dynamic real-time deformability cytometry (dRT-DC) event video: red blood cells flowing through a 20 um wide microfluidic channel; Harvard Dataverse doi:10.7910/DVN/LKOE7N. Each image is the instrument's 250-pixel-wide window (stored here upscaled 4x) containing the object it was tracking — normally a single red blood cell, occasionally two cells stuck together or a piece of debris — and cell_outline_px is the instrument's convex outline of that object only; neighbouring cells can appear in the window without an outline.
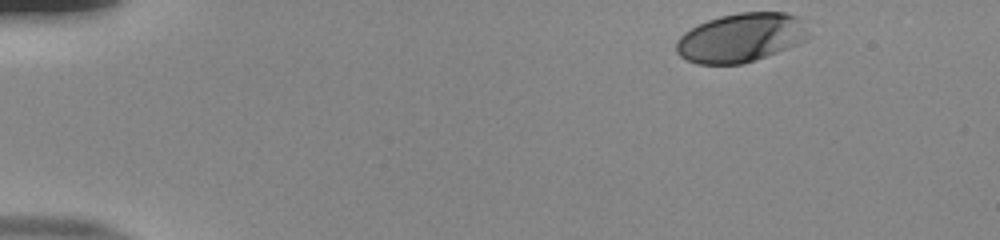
{"species": "human", "species_latin": "Homo sapiens", "temperature_condition": "room temperature", "stored_images_in_passage": 41, "camera_frame_rate_fps": 3000, "um_per_image_px": 0.085, "donor": {"sex": "male"}, "frame": {"image": 1, "passage_image": 1, "time_ms": 0.0, "image_size_px": [1000, 240], "cell_outline_px": [[808, 40], [788, 48], [744, 64], [696, 64], [680, 56], [676, 52], [676, 40], [684, 32], [708, 20], [720, 16], [740, 12], [784, 12], [800, 16], [808, 36]], "centroid_in_image_um": [62.98, 3.2], "position_along_channel_um": 22.0, "area_um2": 37.74}}
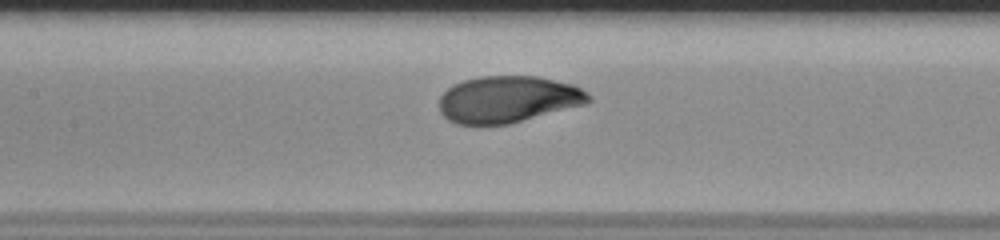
{"frame": {"image": 2, "passage_image": 21, "time_ms": 6.667, "image_size_px": [1000, 240], "cell_outline_px": [[592, 100], [584, 104], [508, 124], [456, 124], [448, 120], [440, 112], [440, 96], [452, 84], [464, 80], [480, 76], [536, 76], [572, 84], [588, 92], [592, 96]], "centroid_in_image_um": [43.16, 8.43], "position_along_channel_um": 164.2, "area_um2": 40.46}}
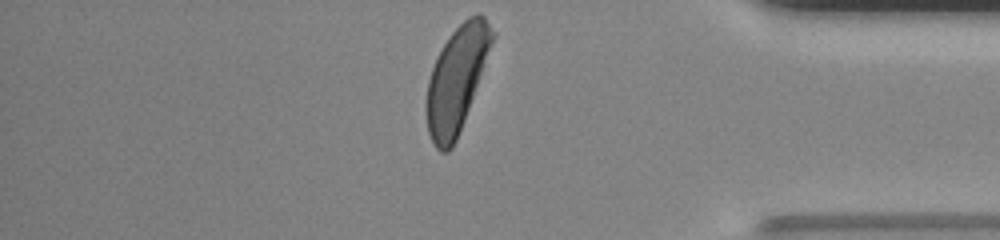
{"frame": {"image": 3, "passage_image": 41, "time_ms": 13.333, "image_size_px": [1000, 240], "cell_outline_px": [[496, 36], [464, 120], [456, 140], [452, 148], [448, 152], [440, 152], [436, 148], [428, 132], [428, 80], [432, 68], [448, 36], [468, 16], [480, 12], [484, 16], [496, 32]], "centroid_in_image_um": [38.86, 6.68], "position_along_channel_um": 396.3, "area_um2": 39.65}, "authors_computed_cell_mechanics": {"area_um2": 41.1536, "velocity_mm_per_s": 3.7981, "shape_relaxation_time_tau1_ms": 2.9066, "shape_relaxation_time_tau2_ms": null, "deformation_change_tau1": 0.169, "deformation_change_tau2": null}}